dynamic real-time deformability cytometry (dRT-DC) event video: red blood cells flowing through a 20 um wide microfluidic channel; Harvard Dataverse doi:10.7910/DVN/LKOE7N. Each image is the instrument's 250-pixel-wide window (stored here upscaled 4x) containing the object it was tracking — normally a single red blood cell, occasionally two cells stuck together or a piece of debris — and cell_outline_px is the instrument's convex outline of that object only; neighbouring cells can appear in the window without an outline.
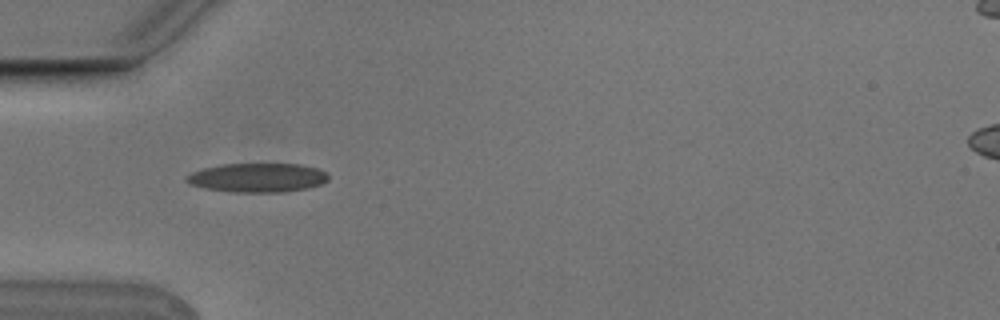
{"species": "Egyptian fruit bat (a non-hibernating species)", "species_latin": "Rousettus aegyptiacus", "temperature_condition": "cold", "stored_images_in_passage": 5, "camera_frame_rate_fps": 3000, "um_per_image_px": 0.085, "animal": {"sex": "male"}, "frame": {"image": 1, "passage_image": 4, "time_ms": 1.0, "image_size_px": [1000, 320], "cell_outline_px": [[328, 180], [320, 184], [308, 188], [284, 192], [232, 192], [208, 188], [188, 184], [184, 180], [184, 176], [192, 172], [204, 168], [224, 164], [300, 164], [316, 168], [324, 172], [328, 176]], "centroid_in_image_um": [21.86, 15.1], "position_along_channel_um": 63.1, "area_um2": 23.93}}